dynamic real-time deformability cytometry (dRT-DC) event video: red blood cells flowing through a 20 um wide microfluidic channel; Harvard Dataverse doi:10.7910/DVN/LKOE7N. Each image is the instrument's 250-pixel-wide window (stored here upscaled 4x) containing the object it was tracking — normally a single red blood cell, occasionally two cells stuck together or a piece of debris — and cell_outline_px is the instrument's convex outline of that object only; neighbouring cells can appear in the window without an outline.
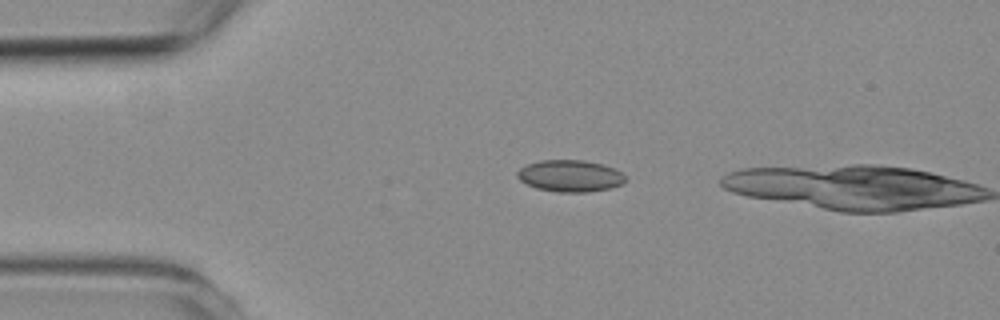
{"species": "common noctule bat (a hibernating species)", "species_latin": "Nyctalus noctula", "temperature_condition": "room temperature", "stored_images_in_passage": 2, "camera_frame_rate_fps": 3000, "um_per_image_px": 0.085, "animal": {"sex": "female", "body_mass_g": 19.3, "forearm_length_mm": 54.1}, "frame": {"image": 1, "passage_image": 1, "time_ms": 0.0, "image_size_px": [1000, 320], "cell_outline_px": [[624, 184], [612, 188], [588, 192], [556, 192], [536, 188], [520, 180], [516, 176], [516, 172], [520, 168], [528, 164], [540, 160], [584, 160], [604, 164], [620, 172], [624, 176]], "centroid_in_image_um": [48.45, 14.95], "position_along_channel_um": 36.5, "area_um2": 20.06}}